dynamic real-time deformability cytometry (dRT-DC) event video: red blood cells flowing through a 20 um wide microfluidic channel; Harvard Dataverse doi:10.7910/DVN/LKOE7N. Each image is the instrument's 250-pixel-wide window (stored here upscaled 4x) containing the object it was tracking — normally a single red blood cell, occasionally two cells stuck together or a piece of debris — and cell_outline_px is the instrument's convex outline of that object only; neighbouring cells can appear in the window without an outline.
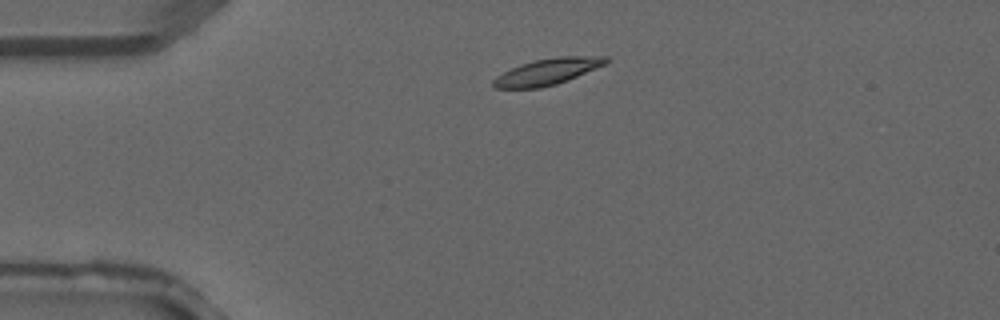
{"species": "common noctule bat (a hibernating species)", "species_latin": "Nyctalus noctula", "temperature_condition": "warm", "stored_images_in_passage": 2, "camera_frame_rate_fps": 3000, "um_per_image_px": 0.085, "animal": {"sex": "male", "forearm_length_mm": 52.5}, "frame": {"image": 1, "passage_image": 1, "time_ms": 0.0, "image_size_px": [1000, 320], "cell_outline_px": [[612, 60], [604, 64], [568, 80], [556, 84], [540, 88], [492, 88], [492, 80], [496, 76], [520, 64], [536, 60], [556, 56], [608, 56]], "centroid_in_image_um": [46.53, 6.09], "position_along_channel_um": 38.5, "area_um2": 17.22}}